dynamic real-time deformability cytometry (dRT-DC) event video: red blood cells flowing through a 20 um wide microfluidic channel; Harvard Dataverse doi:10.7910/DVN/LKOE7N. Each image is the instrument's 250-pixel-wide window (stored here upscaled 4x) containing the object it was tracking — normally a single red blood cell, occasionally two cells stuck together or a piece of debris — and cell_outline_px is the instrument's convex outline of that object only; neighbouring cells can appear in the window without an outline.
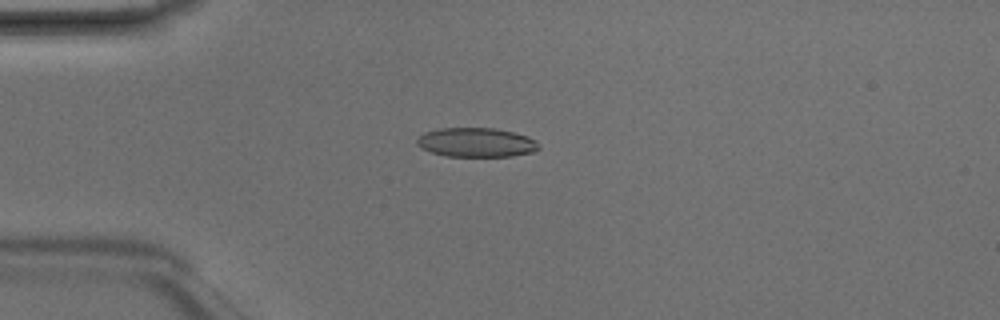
{"species": "Egyptian fruit bat (a non-hibernating species)", "species_latin": "Rousettus aegyptiacus", "temperature_condition": "room temperature", "stored_images_in_passage": 5, "camera_frame_rate_fps": 3000, "um_per_image_px": 0.085, "animal": {"sex": "male"}, "frame": {"image": 1, "passage_image": 3, "time_ms": 0.667, "image_size_px": [1000, 320], "cell_outline_px": [[540, 148], [532, 152], [512, 156], [448, 156], [432, 152], [420, 148], [416, 144], [416, 140], [424, 132], [440, 128], [492, 128], [512, 132], [528, 136], [536, 140]], "centroid_in_image_um": [40.47, 12.1], "position_along_channel_um": 44.5, "area_um2": 20.69}}